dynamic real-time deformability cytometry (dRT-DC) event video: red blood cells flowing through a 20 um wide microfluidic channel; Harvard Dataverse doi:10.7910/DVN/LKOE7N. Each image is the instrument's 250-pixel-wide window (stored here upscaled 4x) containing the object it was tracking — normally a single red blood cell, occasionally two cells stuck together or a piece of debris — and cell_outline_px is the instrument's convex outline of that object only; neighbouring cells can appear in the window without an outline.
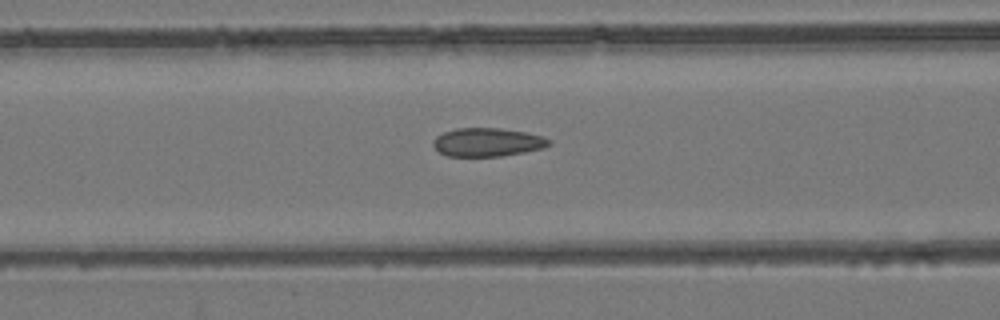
{"species": "common noctule bat (a hibernating species)", "species_latin": "Nyctalus noctula", "temperature_condition": "room temperature", "stored_images_in_passage": 43, "camera_frame_rate_fps": 3000, "um_per_image_px": 0.085, "animal": {"sex": "female", "body_mass_g": 24.6, "forearm_length_mm": 56.2}, "frame": {"image": 1, "passage_image": 23, "time_ms": 7.333, "image_size_px": [1000, 320], "cell_outline_px": [[552, 144], [544, 148], [524, 152], [500, 156], [448, 156], [440, 152], [432, 144], [432, 140], [436, 136], [444, 132], [456, 128], [500, 128], [524, 132], [544, 136], [552, 140]], "centroid_in_image_um": [41.46, 12.08], "position_along_channel_um": 125.1, "area_um2": 19.31}}
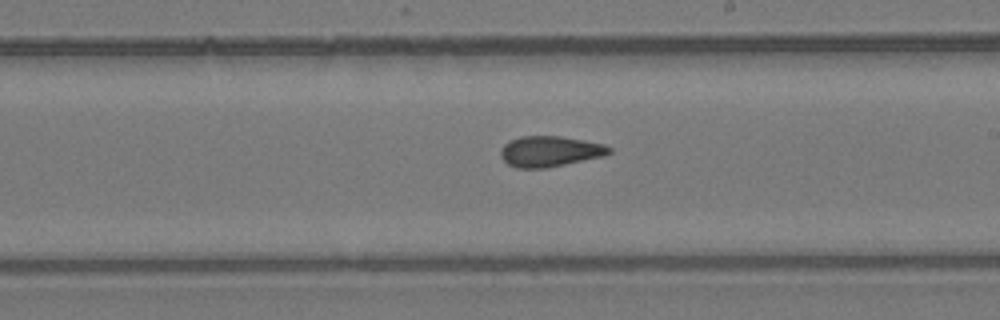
{"frame": {"image": 2, "passage_image": 32, "time_ms": 10.333, "image_size_px": [1000, 320], "cell_outline_px": [[612, 152], [604, 156], [544, 168], [516, 168], [508, 164], [500, 156], [500, 152], [504, 144], [508, 140], [520, 136], [560, 136], [584, 140], [604, 144], [612, 148]], "centroid_in_image_um": [46.73, 12.86], "position_along_channel_um": 242.3, "area_um2": 19.42}}
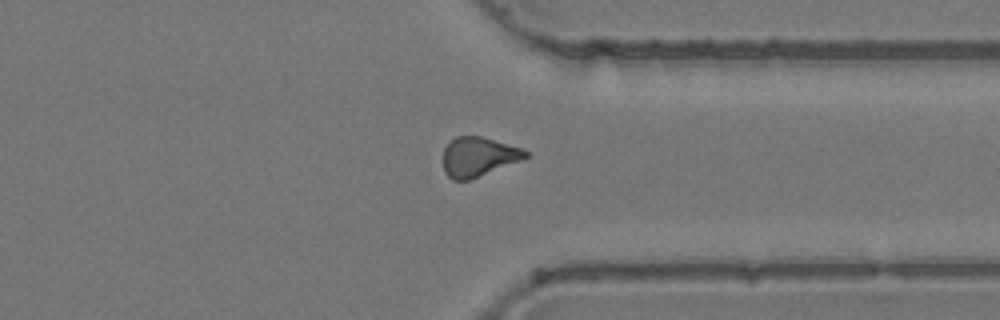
{"frame": {"image": 3, "passage_image": 42, "time_ms": 13.667, "image_size_px": [1000, 320], "cell_outline_px": [[528, 156], [520, 160], [468, 180], [452, 180], [444, 172], [444, 148], [456, 136], [480, 136], [524, 148], [528, 152]], "centroid_in_image_um": [40.66, 13.31], "position_along_channel_um": 370.7, "area_um2": 18.61}}